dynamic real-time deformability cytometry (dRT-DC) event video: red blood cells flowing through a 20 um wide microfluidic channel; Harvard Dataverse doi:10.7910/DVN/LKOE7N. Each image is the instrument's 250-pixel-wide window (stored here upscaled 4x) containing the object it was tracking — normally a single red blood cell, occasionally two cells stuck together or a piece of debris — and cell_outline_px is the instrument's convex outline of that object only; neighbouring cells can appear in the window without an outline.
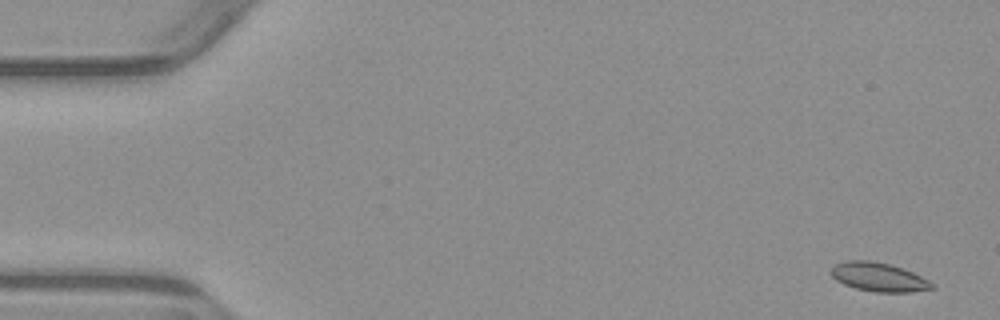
{"species": "common noctule bat (a hibernating species)", "species_latin": "Nyctalus noctula", "temperature_condition": "warm", "stored_images_in_passage": 4, "segment_of_instrument_passage": [2, 2], "camera_frame_rate_fps": 3000, "um_per_image_px": 0.085, "animal": {"sex": "male", "body_mass_g": 23.1, "forearm_length_mm": 52.7}, "frame": {"image": 1, "passage_image": 4, "time_ms": 3.667, "image_size_px": [1000, 320], "cell_outline_px": [[936, 288], [912, 292], [876, 292], [856, 288], [844, 284], [836, 280], [828, 272], [836, 264], [848, 260], [868, 260], [892, 264], [912, 272], [928, 280]], "centroid_in_image_um": [74.68, 23.54], "position_along_channel_um": 10.3, "area_um2": 16.94}}